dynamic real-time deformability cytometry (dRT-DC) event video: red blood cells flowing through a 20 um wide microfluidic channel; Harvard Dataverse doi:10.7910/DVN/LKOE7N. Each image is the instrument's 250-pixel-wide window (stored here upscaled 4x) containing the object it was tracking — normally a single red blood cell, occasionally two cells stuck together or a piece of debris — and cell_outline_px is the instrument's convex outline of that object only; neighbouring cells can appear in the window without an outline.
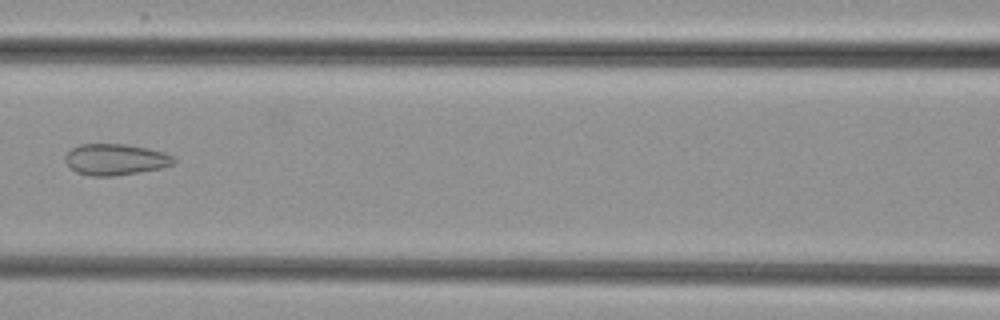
{"species": "common noctule bat (a hibernating species)", "species_latin": "Nyctalus noctula", "temperature_condition": "cold", "stored_images_in_passage": 7, "camera_frame_rate_fps": 3000, "um_per_image_px": 0.085, "animal": {"sex": "female", "body_mass_g": 29.2, "forearm_length_mm": 56.3}, "frame": {"image": 1, "passage_image": 7, "time_ms": 7.333, "image_size_px": [1000, 320], "cell_outline_px": [[176, 164], [160, 168], [112, 176], [88, 176], [76, 172], [64, 160], [64, 156], [72, 148], [80, 144], [124, 144], [148, 148], [164, 152], [172, 156], [176, 160]], "centroid_in_image_um": [9.81, 13.55], "position_along_channel_um": 156.8, "area_um2": 19.71}}